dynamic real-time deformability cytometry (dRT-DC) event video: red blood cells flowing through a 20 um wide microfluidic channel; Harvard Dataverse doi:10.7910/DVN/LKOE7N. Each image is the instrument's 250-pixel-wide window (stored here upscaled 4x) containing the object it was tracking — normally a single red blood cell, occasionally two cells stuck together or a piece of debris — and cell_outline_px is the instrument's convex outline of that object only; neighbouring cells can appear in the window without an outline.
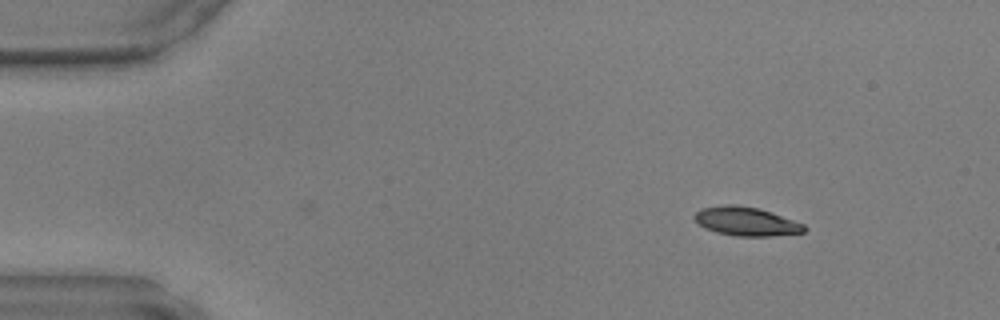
{"species": "common noctule bat (a hibernating species)", "species_latin": "Nyctalus noctula", "temperature_condition": "warm", "stored_images_in_passage": 2, "camera_frame_rate_fps": 3000, "um_per_image_px": 0.085, "animal": {"sex": "male", "body_mass_g": 17.9, "forearm_length_mm": 54.2}, "frame": {"image": 1, "passage_image": 2, "time_ms": 0.333, "image_size_px": [1000, 320], "cell_outline_px": [[808, 228], [804, 232], [772, 236], [736, 236], [716, 232], [704, 228], [692, 216], [700, 208], [724, 204], [736, 204], [760, 208], [772, 212], [804, 224]], "centroid_in_image_um": [63.42, 18.8], "position_along_channel_um": 21.6, "area_um2": 18.61}}